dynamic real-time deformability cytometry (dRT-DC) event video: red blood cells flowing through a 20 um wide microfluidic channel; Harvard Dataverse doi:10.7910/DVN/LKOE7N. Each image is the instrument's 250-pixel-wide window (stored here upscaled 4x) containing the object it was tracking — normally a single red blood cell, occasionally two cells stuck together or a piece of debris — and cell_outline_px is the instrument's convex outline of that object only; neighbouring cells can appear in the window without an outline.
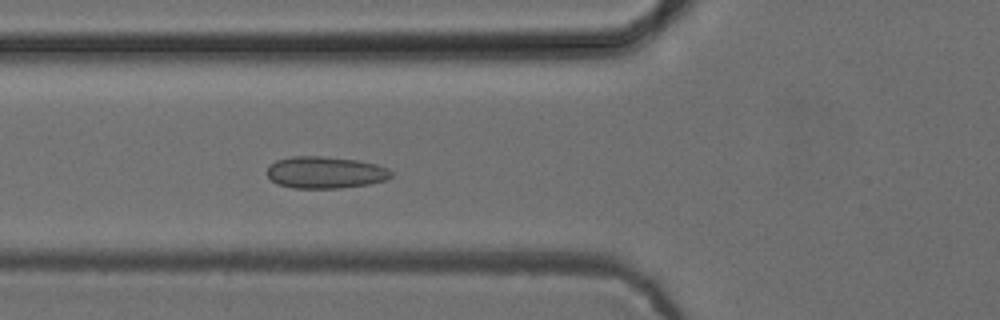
{"species": "common noctule bat (a hibernating species)", "species_latin": "Nyctalus noctula", "temperature_condition": "cold", "stored_images_in_passage": 52, "camera_frame_rate_fps": 3000, "um_per_image_px": 0.085, "animal": {"sex": "female", "body_mass_g": 24.6, "forearm_length_mm": 56.2}, "frame": {"image": 1, "passage_image": 19, "time_ms": 6.0, "image_size_px": [1000, 320], "cell_outline_px": [[392, 176], [388, 180], [368, 184], [340, 188], [292, 188], [276, 184], [268, 176], [268, 168], [276, 160], [292, 156], [320, 156], [356, 160], [376, 164], [388, 168], [392, 172]], "centroid_in_image_um": [27.67, 14.66], "position_along_channel_um": 98.1, "area_um2": 23.06}}
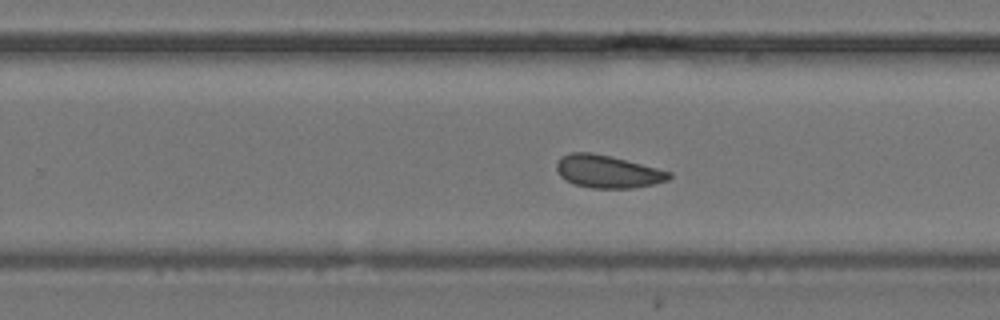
{"frame": {"image": 2, "passage_image": 33, "time_ms": 10.667, "image_size_px": [1000, 320], "cell_outline_px": [[672, 176], [668, 180], [652, 184], [632, 188], [592, 188], [572, 184], [560, 176], [556, 168], [556, 164], [560, 156], [572, 152], [592, 152], [612, 156], [672, 172]], "centroid_in_image_um": [51.62, 14.57], "position_along_channel_um": 278.2, "area_um2": 21.56}}
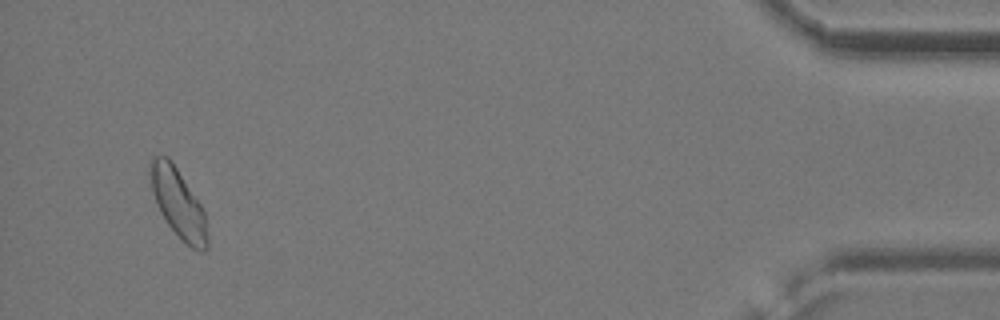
{"frame": {"image": 3, "passage_image": 50, "time_ms": 16.333, "image_size_px": [1000, 320], "cell_outline_px": [[208, 248], [204, 252], [200, 252], [192, 248], [168, 224], [160, 212], [156, 204], [152, 192], [148, 172], [148, 164], [152, 156], [168, 156], [200, 204], [204, 212], [208, 240]], "centroid_in_image_um": [15.11, 17.24], "position_along_channel_um": 420.1, "area_um2": 22.66}, "authors_computed_cell_mechanics": {"area_um2": 22.1374, "velocity_mm_per_s": 3.8593, "shape_relaxation_time_tau1_ms": null, "shape_relaxation_time_tau2_ms": 1.779, "deformation_change_tau1": null, "deformation_change_tau2": 0.0476}}